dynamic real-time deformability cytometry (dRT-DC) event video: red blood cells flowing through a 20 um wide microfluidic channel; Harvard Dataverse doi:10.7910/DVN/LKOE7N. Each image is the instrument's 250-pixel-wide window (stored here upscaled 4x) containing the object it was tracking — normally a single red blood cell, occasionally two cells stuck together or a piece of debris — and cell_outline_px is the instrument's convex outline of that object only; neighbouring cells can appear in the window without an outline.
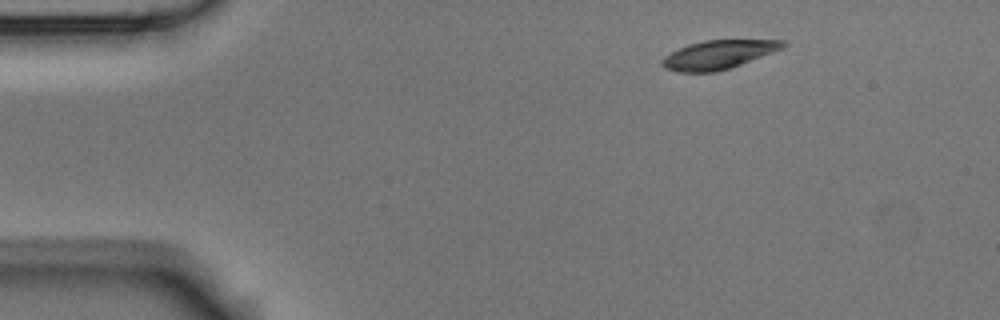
{"species": "Egyptian fruit bat (a non-hibernating species)", "species_latin": "Rousettus aegyptiacus", "temperature_condition": "room temperature", "stored_images_in_passage": 4, "camera_frame_rate_fps": 3000, "um_per_image_px": 0.085, "animal": {"sex": "male"}, "frame": {"image": 1, "passage_image": 1, "time_ms": 0.0, "image_size_px": [1000, 320], "cell_outline_px": [[788, 44], [784, 48], [732, 68], [716, 72], [676, 72], [664, 68], [660, 64], [664, 56], [688, 44], [704, 40], [784, 40]], "centroid_in_image_um": [61.08, 4.65], "position_along_channel_um": 23.9, "area_um2": 20.4}}
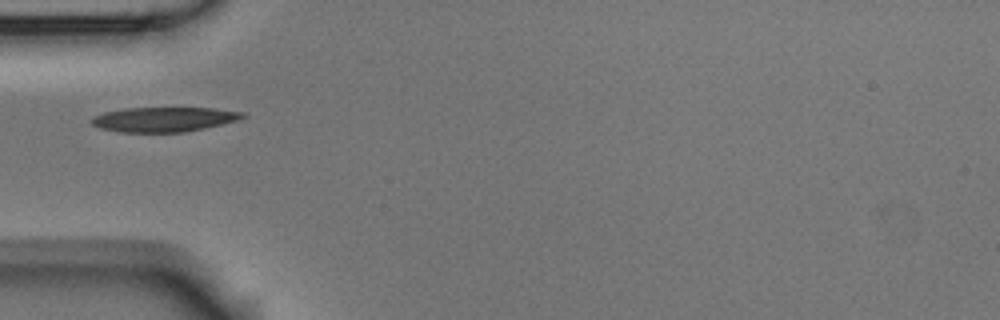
{"frame": {"image": 2, "passage_image": 4, "time_ms": 3.333, "image_size_px": [1000, 320], "cell_outline_px": [[248, 116], [236, 120], [204, 128], [184, 132], [120, 132], [100, 128], [92, 124], [92, 116], [104, 112], [124, 108], [216, 108], [244, 112]], "centroid_in_image_um": [13.93, 10.14], "position_along_channel_um": 71.1, "area_um2": 21.68}}